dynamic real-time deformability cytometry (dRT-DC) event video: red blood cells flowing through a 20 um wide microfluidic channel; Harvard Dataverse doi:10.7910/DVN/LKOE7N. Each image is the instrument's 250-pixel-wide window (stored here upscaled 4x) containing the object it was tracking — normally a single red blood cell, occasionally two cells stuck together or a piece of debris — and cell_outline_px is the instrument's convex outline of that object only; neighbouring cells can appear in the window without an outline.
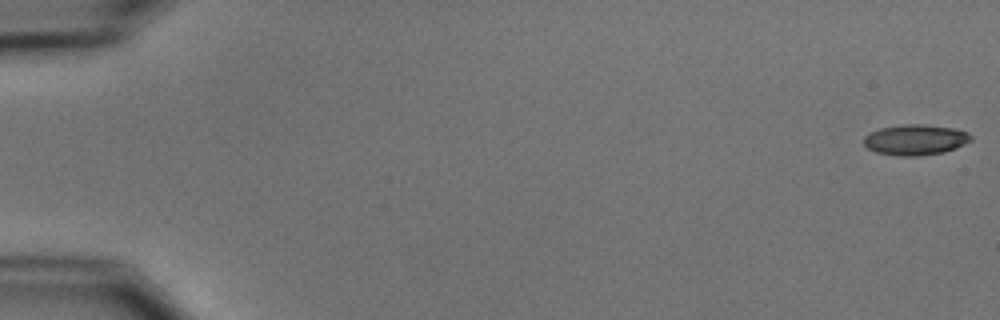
{"species": "common noctule bat (a hibernating species)", "species_latin": "Nyctalus noctula", "temperature_condition": "cold", "stored_images_in_passage": 9, "camera_frame_rate_fps": 3000, "um_per_image_px": 0.085, "animal": {"sex": "male", "body_mass_g": 15.6}, "frame": {"image": 1, "passage_image": 1, "time_ms": 0.0, "image_size_px": [1000, 320], "cell_outline_px": [[972, 140], [956, 148], [944, 152], [916, 156], [896, 156], [876, 152], [868, 148], [864, 144], [864, 136], [868, 132], [880, 128], [904, 124], [924, 124], [952, 128], [968, 132], [972, 136]], "centroid_in_image_um": [77.79, 11.88], "position_along_channel_um": 7.2, "area_um2": 19.19}}
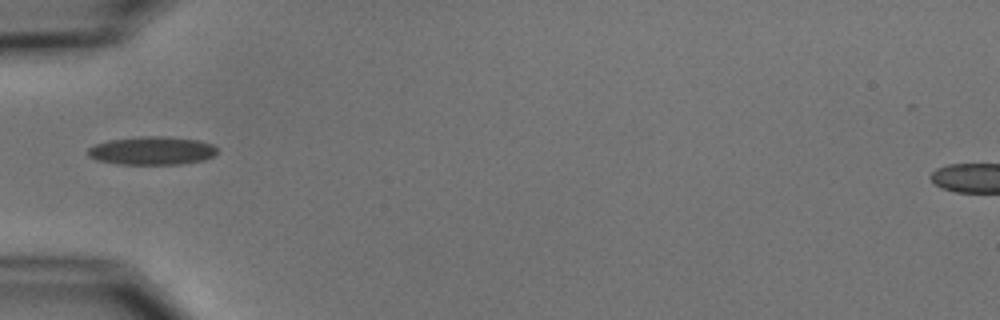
{"frame": {"image": 2, "passage_image": 6, "time_ms": 6.0, "image_size_px": [1000, 320], "cell_outline_px": [[216, 152], [212, 156], [204, 160], [180, 164], [116, 164], [96, 160], [88, 156], [88, 148], [96, 144], [108, 140], [140, 136], [160, 136], [200, 140], [212, 144], [216, 148]], "centroid_in_image_um": [12.89, 12.81], "position_along_channel_um": 72.1, "area_um2": 21.33}}